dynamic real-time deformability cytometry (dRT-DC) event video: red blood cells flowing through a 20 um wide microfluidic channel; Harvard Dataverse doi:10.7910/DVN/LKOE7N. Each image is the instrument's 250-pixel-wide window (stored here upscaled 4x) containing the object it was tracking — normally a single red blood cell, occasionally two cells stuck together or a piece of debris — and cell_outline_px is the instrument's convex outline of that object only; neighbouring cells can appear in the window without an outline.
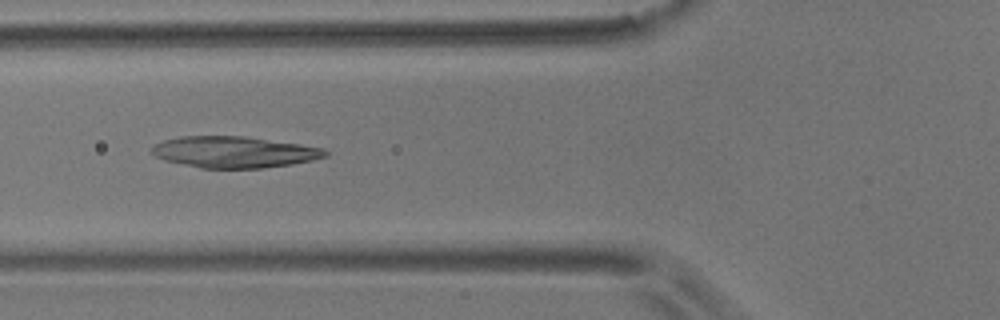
{"species": "common noctule bat (a hibernating species)", "species_latin": "Nyctalus noctula", "temperature_condition": "room temperature", "stored_images_in_passage": 14, "camera_frame_rate_fps": 3000, "um_per_image_px": 0.085, "animal": {"sex": "male", "body_mass_g": 17.9}, "frame": {"image": 1, "passage_image": 5, "time_ms": 1.333, "image_size_px": [1000, 320], "cell_outline_px": [[328, 156], [312, 160], [292, 164], [264, 168], [200, 168], [164, 160], [156, 156], [152, 152], [152, 148], [156, 144], [164, 140], [180, 136], [244, 136], [300, 144], [324, 148], [328, 152]], "centroid_in_image_um": [19.93, 12.92], "position_along_channel_um": 105.9, "area_um2": 31.62}}
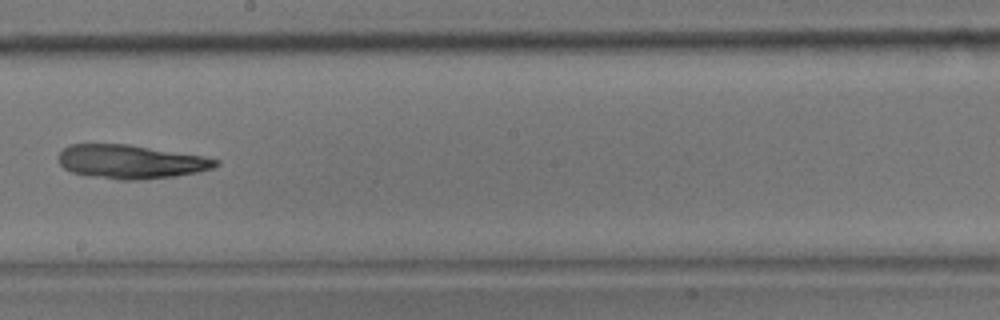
{"frame": {"image": 2, "passage_image": 8, "time_ms": 2.333, "image_size_px": [1000, 320], "cell_outline_px": [[220, 164], [212, 168], [196, 172], [172, 176], [140, 180], [120, 180], [84, 176], [72, 172], [64, 168], [60, 164], [56, 156], [68, 144], [128, 144], [204, 156], [220, 160]], "centroid_in_image_um": [11.07, 13.75], "position_along_channel_um": 237.1, "area_um2": 31.15}}
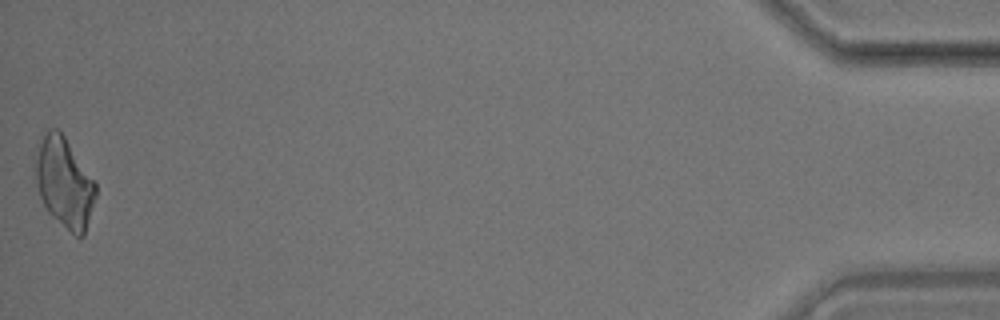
{"frame": {"image": 3, "passage_image": 14, "time_ms": 4.333, "image_size_px": [1000, 320], "cell_outline_px": [[96, 196], [84, 236], [76, 236], [52, 216], [48, 212], [40, 196], [36, 184], [36, 160], [40, 144], [48, 128], [56, 128], [64, 136], [96, 184]], "centroid_in_image_um": [5.48, 15.56], "position_along_channel_um": 429.7, "area_um2": 30.75}}